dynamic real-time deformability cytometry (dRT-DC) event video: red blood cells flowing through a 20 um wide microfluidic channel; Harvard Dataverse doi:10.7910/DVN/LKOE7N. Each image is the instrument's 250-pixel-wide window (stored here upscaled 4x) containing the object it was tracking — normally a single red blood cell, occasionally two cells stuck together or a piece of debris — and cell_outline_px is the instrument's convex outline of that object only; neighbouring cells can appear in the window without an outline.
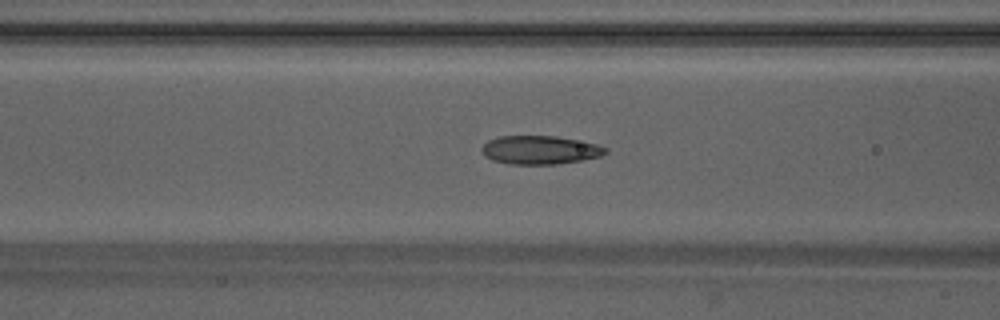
{"species": "Egyptian fruit bat (a non-hibernating species)", "species_latin": "Rousettus aegyptiacus", "temperature_condition": "warm", "stored_images_in_passage": 48, "camera_frame_rate_fps": 3000, "um_per_image_px": 0.085, "animal": {"sex": "male"}, "frame": {"image": 1, "passage_image": 19, "time_ms": 6.0, "image_size_px": [1000, 320], "cell_outline_px": [[608, 152], [600, 156], [580, 160], [556, 164], [508, 164], [492, 160], [484, 156], [480, 148], [488, 140], [500, 136], [556, 136], [596, 144], [608, 148]], "centroid_in_image_um": [45.86, 12.75], "position_along_channel_um": 120.7, "area_um2": 20.52}}
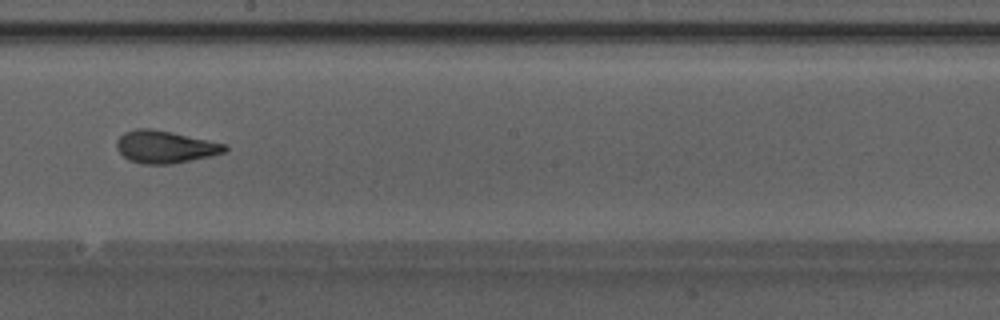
{"frame": {"image": 2, "passage_image": 27, "time_ms": 8.667, "image_size_px": [1000, 320], "cell_outline_px": [[228, 148], [224, 152], [212, 156], [172, 164], [144, 164], [128, 160], [116, 148], [116, 140], [124, 132], [136, 128], [152, 128], [172, 132], [208, 140], [224, 144]], "centroid_in_image_um": [14.0, 12.48], "position_along_channel_um": 234.2, "area_um2": 20.46}}
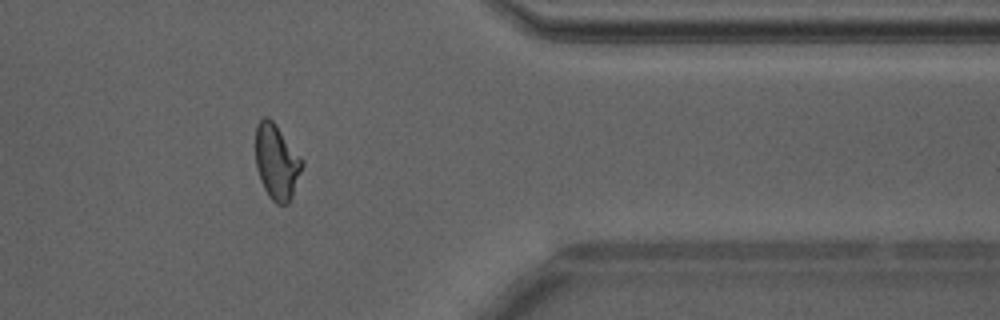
{"frame": {"image": 3, "passage_image": 39, "time_ms": 12.667, "image_size_px": [1000, 320], "cell_outline_px": [[304, 164], [292, 196], [288, 204], [276, 204], [268, 196], [260, 180], [256, 168], [256, 124], [264, 116], [268, 116], [276, 124], [304, 160]], "centroid_in_image_um": [23.52, 13.75], "position_along_channel_um": 387.9, "area_um2": 20.58}, "authors_computed_cell_mechanics": {"area_um2": 20.4323, "velocity_mm_per_s": 4.2548, "shape_relaxation_time_tau1_ms": 5.8027, "shape_relaxation_time_tau2_ms": 1.3513, "deformation_change_tau1": 0.1925, "deformation_change_tau2": 0.0857}}